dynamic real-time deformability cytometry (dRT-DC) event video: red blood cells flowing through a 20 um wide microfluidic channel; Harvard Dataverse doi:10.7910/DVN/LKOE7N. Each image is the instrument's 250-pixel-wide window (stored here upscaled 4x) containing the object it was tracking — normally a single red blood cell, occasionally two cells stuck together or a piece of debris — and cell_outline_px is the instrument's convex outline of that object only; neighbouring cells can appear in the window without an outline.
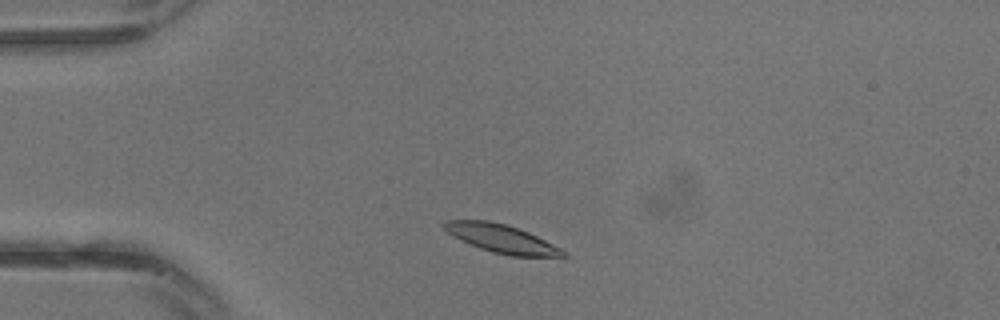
{"species": "common noctule bat (a hibernating species)", "species_latin": "Nyctalus noctula", "temperature_condition": "warm", "stored_images_in_passage": 6, "camera_frame_rate_fps": 3000, "um_per_image_px": 0.085, "animal": {"sex": "male", "body_mass_g": 13.3}, "frame": {"image": 1, "passage_image": 2, "time_ms": 0.333, "image_size_px": [1000, 320], "cell_outline_px": [[568, 256], [512, 256], [492, 252], [480, 248], [448, 232], [440, 224], [444, 220], [488, 220], [504, 224], [528, 232], [568, 252]], "centroid_in_image_um": [42.63, 20.27], "position_along_channel_um": 42.4, "area_um2": 19.13}}
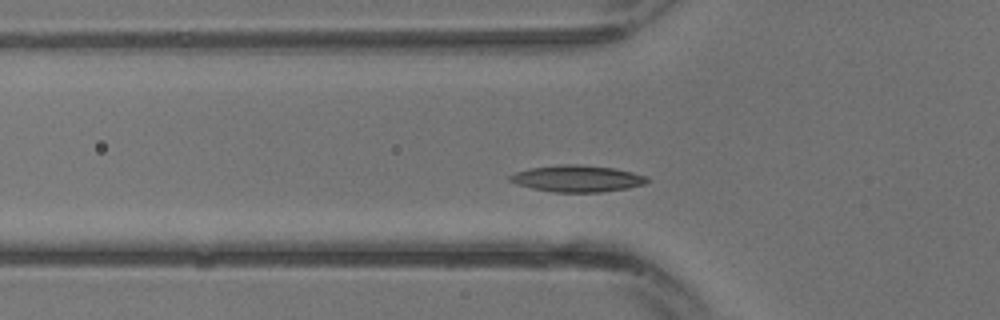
{"frame": {"image": 2, "passage_image": 5, "time_ms": 1.333, "image_size_px": [1000, 320], "cell_outline_px": [[648, 180], [644, 184], [628, 188], [600, 192], [556, 192], [532, 188], [516, 184], [508, 180], [508, 176], [516, 172], [528, 168], [560, 164], [580, 164], [616, 168], [648, 176]], "centroid_in_image_um": [49.05, 15.16], "position_along_channel_um": 76.7, "area_um2": 21.39}}